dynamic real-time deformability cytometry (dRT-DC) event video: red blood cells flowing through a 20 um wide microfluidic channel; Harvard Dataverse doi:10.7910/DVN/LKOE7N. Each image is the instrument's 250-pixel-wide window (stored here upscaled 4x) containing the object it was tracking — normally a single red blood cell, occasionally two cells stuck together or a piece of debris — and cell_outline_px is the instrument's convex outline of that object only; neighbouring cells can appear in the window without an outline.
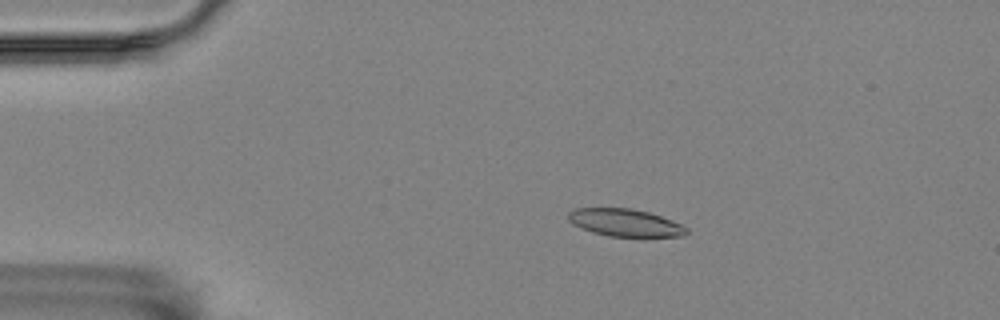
{"species": "Egyptian fruit bat (a non-hibernating species)", "species_latin": "Rousettus aegyptiacus", "temperature_condition": "room temperature", "stored_images_in_passage": 57, "camera_frame_rate_fps": 3000, "um_per_image_px": 0.085, "animal": {"sex": "female"}, "frame": {"image": 1, "passage_image": 11, "time_ms": 3.333, "image_size_px": [1000, 320], "cell_outline_px": [[688, 232], [684, 236], [608, 236], [592, 232], [580, 228], [572, 224], [568, 220], [568, 212], [576, 208], [632, 208], [648, 212], [672, 220], [688, 228]], "centroid_in_image_um": [53.1, 18.92], "position_along_channel_um": 31.9, "area_um2": 18.9}}
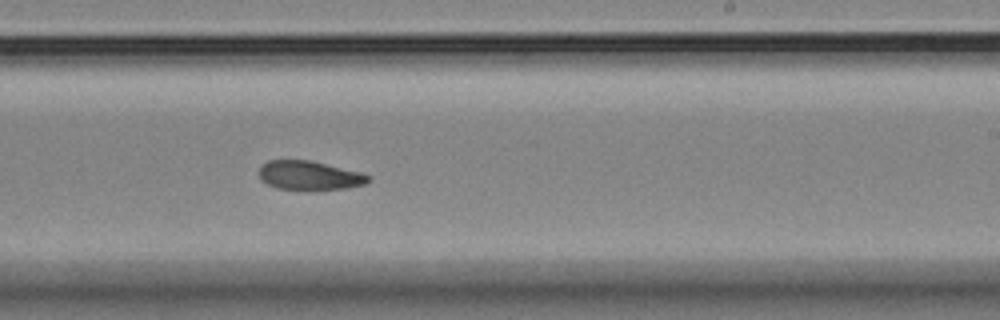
{"frame": {"image": 2, "passage_image": 35, "time_ms": 11.333, "image_size_px": [1000, 320], "cell_outline_px": [[372, 180], [364, 184], [348, 188], [308, 192], [276, 188], [260, 180], [260, 168], [268, 160], [308, 160], [360, 172], [368, 176]], "centroid_in_image_um": [26.3, 14.96], "position_along_channel_um": 262.7, "area_um2": 18.84}}
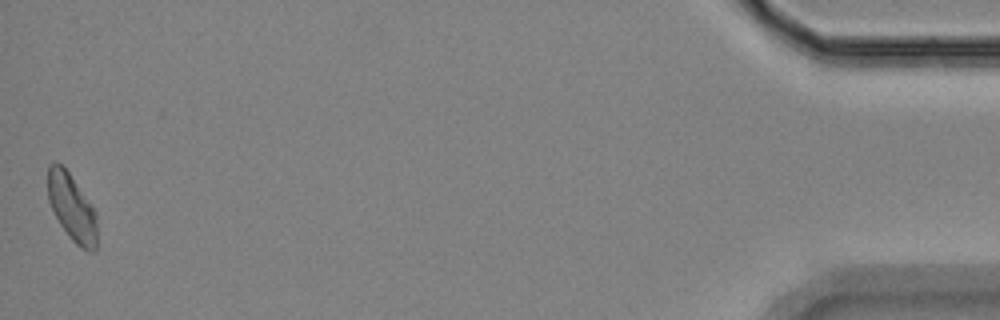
{"frame": {"image": 3, "passage_image": 57, "time_ms": 18.667, "image_size_px": [1000, 320], "cell_outline_px": [[96, 248], [92, 252], [88, 252], [80, 248], [68, 236], [60, 224], [48, 200], [48, 164], [60, 164], [68, 172], [96, 212]], "centroid_in_image_um": [6.11, 17.69], "position_along_channel_um": 429.1, "area_um2": 18.84}, "authors_computed_cell_mechanics": {"area_um2": 19.4208, "velocity_mm_per_s": 3.4821, "shape_relaxation_time_tau1_ms": 9.0348, "shape_relaxation_time_tau2_ms": null, "deformation_change_tau1": 0.2012, "deformation_change_tau2": null}}